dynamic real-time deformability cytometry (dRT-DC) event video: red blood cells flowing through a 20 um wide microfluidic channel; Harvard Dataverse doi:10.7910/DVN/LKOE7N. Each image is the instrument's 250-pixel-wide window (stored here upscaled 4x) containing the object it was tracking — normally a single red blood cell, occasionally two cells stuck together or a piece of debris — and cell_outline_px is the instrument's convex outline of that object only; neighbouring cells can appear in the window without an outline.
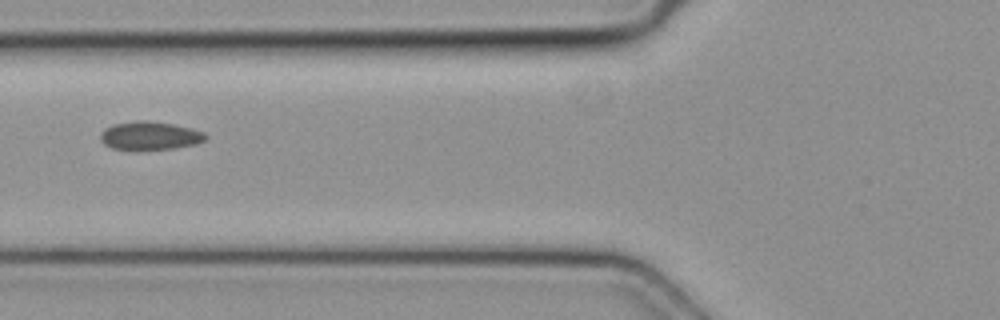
{"species": "common noctule bat (a hibernating species)", "species_latin": "Nyctalus noctula", "temperature_condition": "cold", "stored_images_in_passage": 3, "camera_frame_rate_fps": 3000, "um_per_image_px": 0.085, "animal": {"sex": "female", "body_mass_g": 19.3, "forearm_length_mm": 54.1}, "frame": {"image": 1, "passage_image": 2, "time_ms": 0.333, "image_size_px": [1000, 320], "cell_outline_px": [[208, 136], [204, 140], [196, 144], [172, 148], [112, 148], [104, 144], [100, 140], [100, 132], [104, 128], [112, 124], [136, 120], [148, 120], [172, 124], [192, 128], [204, 132]], "centroid_in_image_um": [12.72, 11.49], "position_along_channel_um": 113.1, "area_um2": 17.11}}
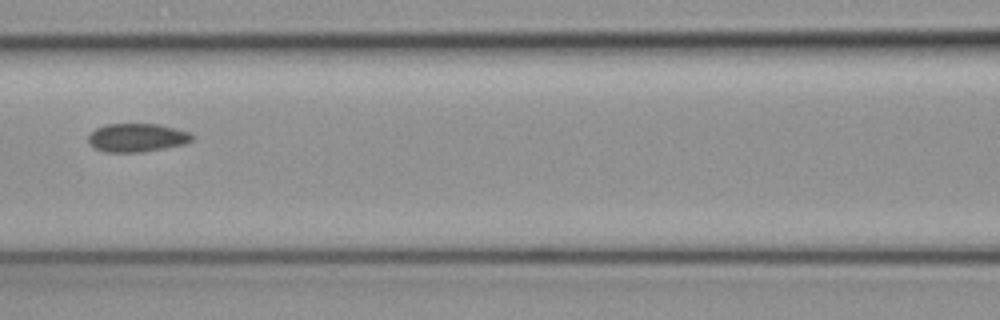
{"frame": {"image": 2, "passage_image": 3, "time_ms": 0.667, "image_size_px": [1000, 320], "cell_outline_px": [[192, 140], [184, 144], [140, 152], [104, 152], [96, 148], [88, 140], [88, 136], [96, 128], [104, 124], [160, 124], [176, 128], [188, 132], [192, 136]], "centroid_in_image_um": [11.63, 11.69], "position_along_channel_um": 155.0, "area_um2": 16.99}}